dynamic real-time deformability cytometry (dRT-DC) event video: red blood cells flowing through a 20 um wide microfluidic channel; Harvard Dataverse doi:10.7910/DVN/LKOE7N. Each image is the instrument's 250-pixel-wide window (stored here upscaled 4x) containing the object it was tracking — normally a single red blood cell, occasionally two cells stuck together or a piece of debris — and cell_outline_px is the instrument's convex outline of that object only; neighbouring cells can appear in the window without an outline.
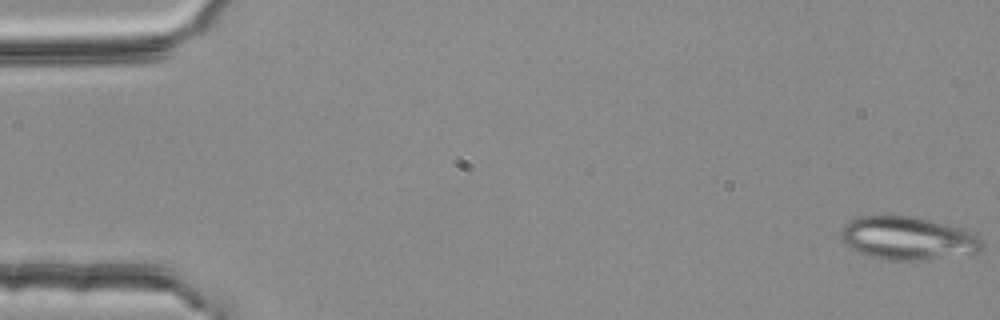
{"species": "common noctule bat (a hibernating species)", "species_latin": "Nyctalus noctula", "temperature_condition": "room temperature", "stored_images_in_passage": 54, "camera_frame_rate_fps": 3000, "um_per_image_px": 0.085, "animal": {"sex": "female", "body_mass_g": 25.1}, "frame": {"image": 1, "passage_image": 1, "time_ms": 0.0, "image_size_px": [1000, 320], "cell_outline_px": [[984, 248], [980, 252], [920, 260], [888, 260], [868, 256], [852, 248], [840, 236], [840, 232], [844, 224], [856, 216], [916, 216], [964, 228], [980, 236], [984, 244]], "centroid_in_image_um": [77.21, 20.23], "position_along_channel_um": 7.8, "area_um2": 35.66}}
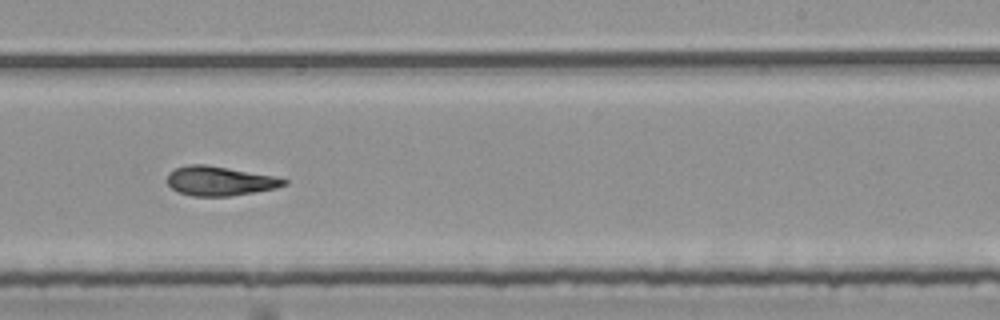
{"frame": {"image": 2, "passage_image": 34, "time_ms": 11.0, "image_size_px": [1000, 320], "cell_outline_px": [[288, 184], [276, 188], [228, 196], [192, 196], [176, 192], [168, 184], [168, 172], [176, 168], [188, 164], [204, 164], [272, 176], [288, 180]], "centroid_in_image_um": [18.63, 15.39], "position_along_channel_um": 270.4, "area_um2": 19.71}}
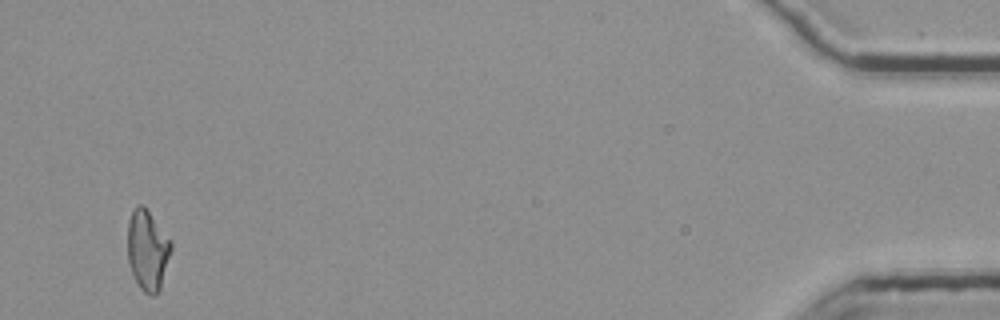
{"frame": {"image": 3, "passage_image": 53, "time_ms": 17.333, "image_size_px": [1000, 320], "cell_outline_px": [[172, 248], [160, 288], [152, 296], [144, 292], [140, 288], [128, 264], [128, 220], [132, 208], [136, 204], [140, 204], [148, 212], [172, 240]], "centroid_in_image_um": [12.53, 21.24], "position_along_channel_um": 422.7, "area_um2": 20.17}}